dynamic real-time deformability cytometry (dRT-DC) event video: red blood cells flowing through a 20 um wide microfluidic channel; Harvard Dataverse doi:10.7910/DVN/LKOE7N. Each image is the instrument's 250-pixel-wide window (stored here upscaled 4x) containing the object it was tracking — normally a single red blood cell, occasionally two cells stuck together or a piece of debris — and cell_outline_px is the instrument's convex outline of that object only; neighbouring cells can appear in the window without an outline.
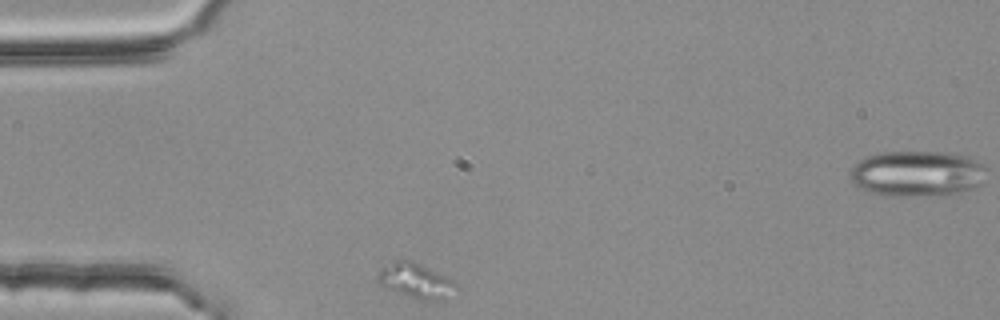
{"species": "common noctule bat (a hibernating species)", "species_latin": "Nyctalus noctula", "temperature_condition": "room temperature", "stored_images_in_passage": 2, "camera_frame_rate_fps": 3000, "um_per_image_px": 0.085, "animal": {"sex": "female", "body_mass_g": 25.1}, "frame": {"image": 1, "passage_image": 1, "time_ms": 0.0, "image_size_px": [1000, 320], "cell_outline_px": [[460, 288], [444, 300], [420, 300], [384, 288], [380, 284], [380, 268], [384, 264], [392, 260], [412, 260], [460, 284]], "centroid_in_image_um": [35.38, 23.87], "position_along_channel_um": 49.6, "area_um2": 16.01}}